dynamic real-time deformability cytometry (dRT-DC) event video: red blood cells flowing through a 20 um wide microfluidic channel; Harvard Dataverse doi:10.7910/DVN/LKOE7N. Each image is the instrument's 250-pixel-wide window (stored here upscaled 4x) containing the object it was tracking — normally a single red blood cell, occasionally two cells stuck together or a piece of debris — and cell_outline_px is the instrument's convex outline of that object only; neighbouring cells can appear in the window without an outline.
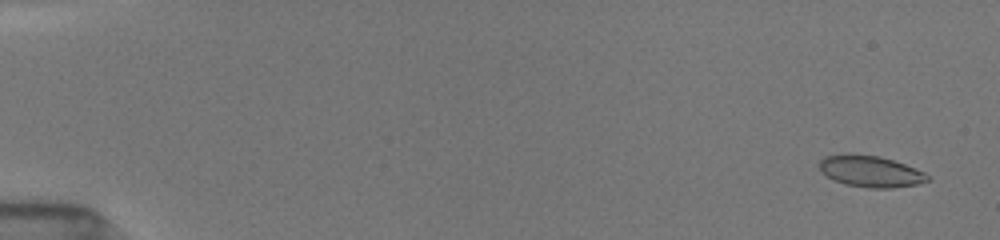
{"species": "common noctule bat (a hibernating species)", "species_latin": "Nyctalus noctula", "temperature_condition": "room temperature", "stored_images_in_passage": 34, "camera_frame_rate_fps": 3000, "um_per_image_px": 0.085, "animal": {"sex": "female", "body_mass_g": 19.5, "forearm_length_mm": 54.1}, "frame": {"image": 1, "passage_image": 2, "time_ms": 0.667, "image_size_px": [1000, 240], "cell_outline_px": [[932, 180], [916, 184], [892, 188], [868, 188], [844, 184], [828, 176], [820, 168], [820, 160], [824, 156], [848, 152], [880, 156], [904, 164], [924, 172]], "centroid_in_image_um": [73.99, 14.55], "position_along_channel_um": 11.0, "area_um2": 19.83}}
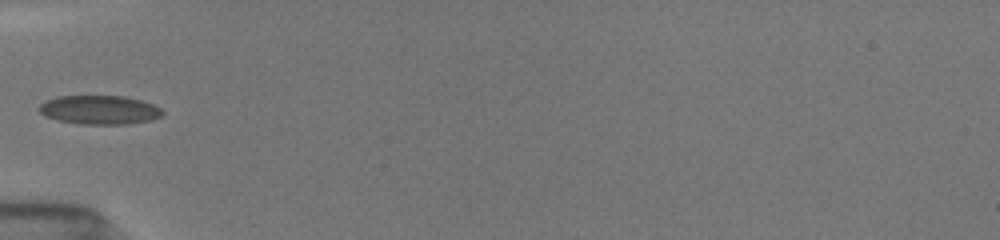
{"frame": {"image": 2, "passage_image": 17, "time_ms": 6.333, "image_size_px": [1000, 240], "cell_outline_px": [[164, 112], [160, 116], [148, 120], [128, 124], [80, 124], [56, 120], [44, 116], [36, 108], [44, 100], [56, 96], [124, 96], [140, 100], [152, 104], [160, 108]], "centroid_in_image_um": [8.38, 9.33], "position_along_channel_um": 76.6, "area_um2": 20.87}}
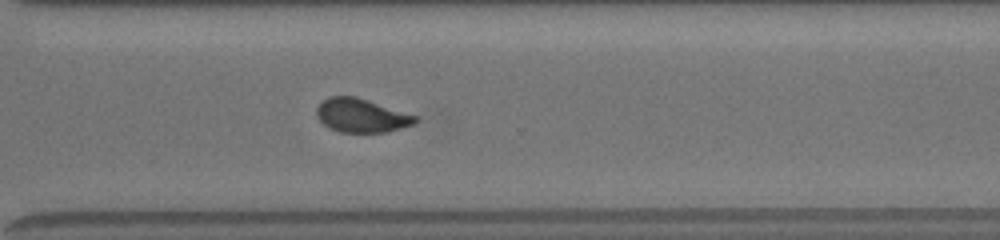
{"frame": {"image": 3, "passage_image": 34, "time_ms": 13.0, "image_size_px": [1000, 240], "cell_outline_px": [[420, 120], [416, 124], [384, 132], [340, 132], [324, 124], [316, 116], [316, 108], [328, 96], [356, 96], [416, 116]], "centroid_in_image_um": [30.72, 9.81], "position_along_channel_um": 339.9, "area_um2": 19.19}}